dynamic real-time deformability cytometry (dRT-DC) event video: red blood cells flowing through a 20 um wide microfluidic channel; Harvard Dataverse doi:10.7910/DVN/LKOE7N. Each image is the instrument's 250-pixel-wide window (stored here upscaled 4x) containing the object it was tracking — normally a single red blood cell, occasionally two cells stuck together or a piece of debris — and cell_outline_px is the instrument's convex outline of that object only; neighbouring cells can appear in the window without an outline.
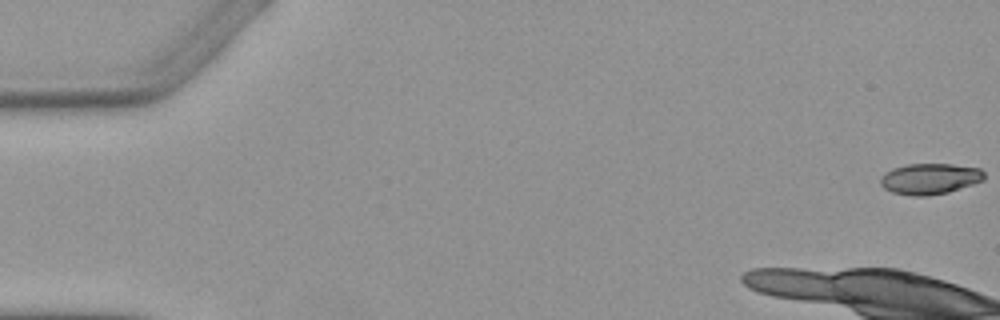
{"species": "Egyptian fruit bat (a non-hibernating species)", "species_latin": "Rousettus aegyptiacus", "temperature_condition": "warm", "stored_images_in_passage": 5, "camera_frame_rate_fps": 3000, "um_per_image_px": 0.085, "animal": {"sex": "female"}, "frame": {"image": 1, "passage_image": 1, "time_ms": 0.0, "image_size_px": [1000, 320], "cell_outline_px": [[984, 180], [948, 192], [928, 196], [912, 196], [892, 192], [884, 188], [880, 184], [880, 176], [884, 172], [892, 168], [908, 164], [952, 164], [980, 168], [984, 172]], "centroid_in_image_um": [79.01, 15.19], "position_along_channel_um": 6.0, "area_um2": 18.79}}